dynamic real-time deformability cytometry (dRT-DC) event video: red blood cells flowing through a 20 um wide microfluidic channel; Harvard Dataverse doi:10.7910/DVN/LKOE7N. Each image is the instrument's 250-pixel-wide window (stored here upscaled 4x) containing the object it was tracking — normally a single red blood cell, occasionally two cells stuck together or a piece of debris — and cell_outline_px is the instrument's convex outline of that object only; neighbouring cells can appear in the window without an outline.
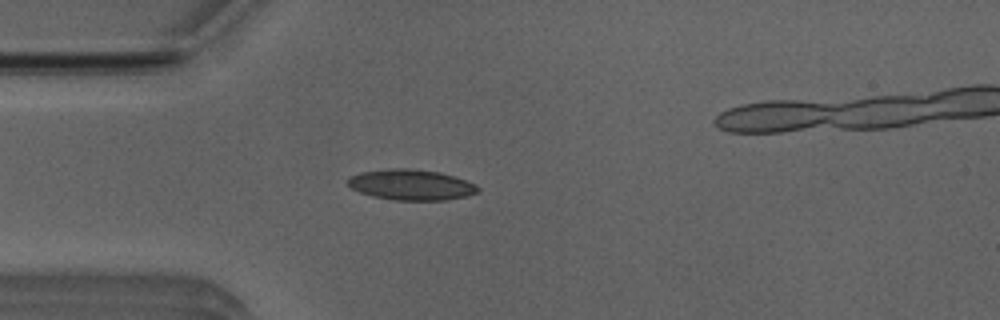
{"species": "Egyptian fruit bat (a non-hibernating species)", "species_latin": "Rousettus aegyptiacus", "temperature_condition": "room temperature", "stored_images_in_passage": 50, "camera_frame_rate_fps": 3000, "um_per_image_px": 0.085, "animal": {"sex": "male"}, "frame": {"image": 1, "passage_image": 13, "time_ms": 4.0, "image_size_px": [1000, 320], "cell_outline_px": [[480, 188], [476, 192], [468, 196], [444, 200], [396, 200], [372, 196], [360, 192], [352, 188], [348, 184], [348, 176], [360, 172], [388, 168], [408, 168], [440, 172], [476, 184]], "centroid_in_image_um": [34.92, 15.7], "position_along_channel_um": 50.1, "area_um2": 23.18}}
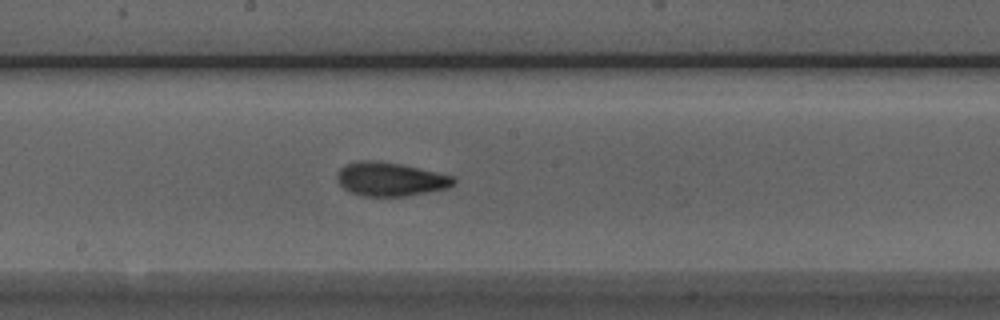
{"frame": {"image": 2, "passage_image": 26, "time_ms": 8.333, "image_size_px": [1000, 320], "cell_outline_px": [[456, 180], [448, 188], [404, 196], [364, 196], [348, 192], [340, 184], [336, 176], [336, 172], [340, 168], [348, 164], [360, 160], [376, 160], [400, 164], [436, 172], [452, 176]], "centroid_in_image_um": [33.13, 15.23], "position_along_channel_um": 215.1, "area_um2": 22.72}}
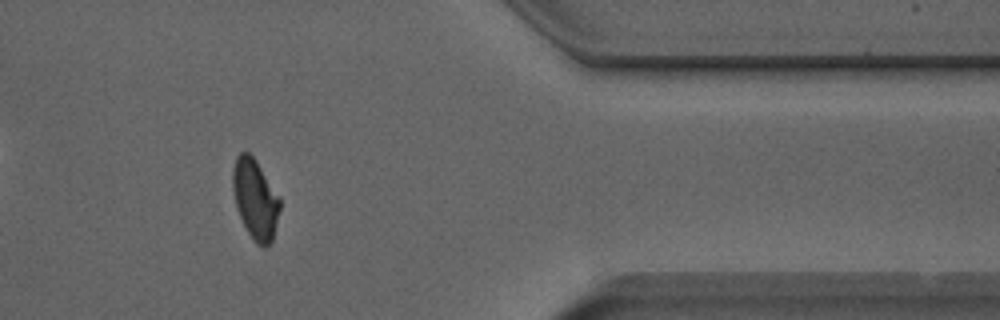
{"frame": {"image": 3, "passage_image": 41, "time_ms": 13.333, "image_size_px": [1000, 320], "cell_outline_px": [[280, 208], [272, 240], [268, 248], [264, 248], [256, 244], [252, 240], [236, 208], [232, 188], [232, 168], [236, 156], [240, 152], [248, 152], [256, 160], [280, 196]], "centroid_in_image_um": [21.69, 16.92], "position_along_channel_um": 389.7, "area_um2": 22.2}}